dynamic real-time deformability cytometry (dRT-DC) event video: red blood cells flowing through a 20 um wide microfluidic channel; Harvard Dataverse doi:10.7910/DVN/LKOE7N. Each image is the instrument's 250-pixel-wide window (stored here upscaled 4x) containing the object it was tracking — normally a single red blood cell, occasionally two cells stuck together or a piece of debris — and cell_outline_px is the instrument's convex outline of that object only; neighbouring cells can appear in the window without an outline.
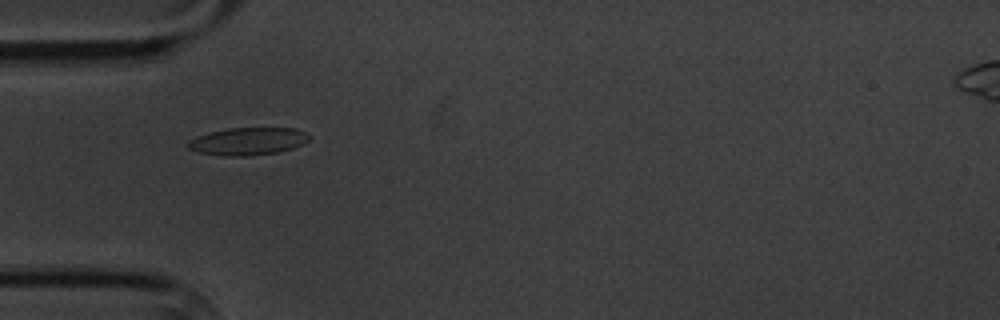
{"species": "common noctule bat (a hibernating species)", "species_latin": "Nyctalus noctula", "temperature_condition": "cold", "stored_images_in_passage": 5, "camera_frame_rate_fps": 3000, "um_per_image_px": 0.085, "animal": {"sex": "male", "body_mass_g": 20.1, "forearm_length_mm": 53.5}, "frame": {"image": 1, "passage_image": 4, "time_ms": 3.333, "image_size_px": [1000, 320], "cell_outline_px": [[312, 136], [308, 140], [292, 148], [276, 152], [244, 156], [224, 156], [200, 152], [188, 148], [188, 140], [196, 136], [208, 132], [228, 128], [296, 128], [308, 132]], "centroid_in_image_um": [21.08, 11.99], "position_along_channel_um": 63.9, "area_um2": 19.42}}
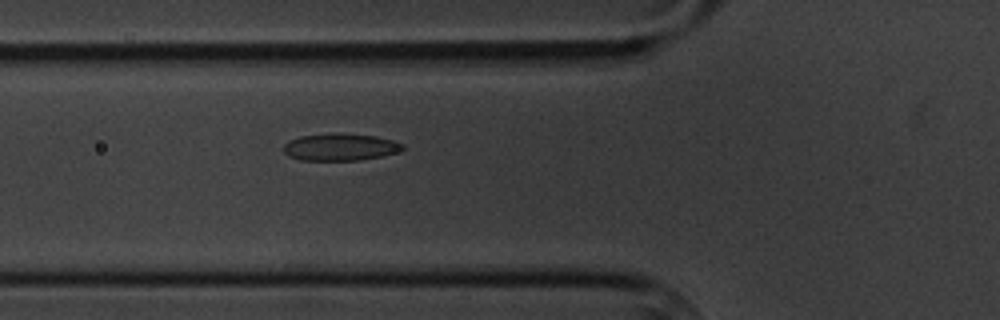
{"frame": {"image": 2, "passage_image": 5, "time_ms": 4.333, "image_size_px": [1000, 320], "cell_outline_px": [[404, 148], [396, 152], [380, 156], [360, 160], [300, 160], [288, 156], [284, 152], [284, 144], [288, 140], [300, 136], [340, 132], [376, 136], [396, 140], [404, 144]], "centroid_in_image_um": [28.92, 12.48], "position_along_channel_um": 96.9, "area_um2": 19.02}}